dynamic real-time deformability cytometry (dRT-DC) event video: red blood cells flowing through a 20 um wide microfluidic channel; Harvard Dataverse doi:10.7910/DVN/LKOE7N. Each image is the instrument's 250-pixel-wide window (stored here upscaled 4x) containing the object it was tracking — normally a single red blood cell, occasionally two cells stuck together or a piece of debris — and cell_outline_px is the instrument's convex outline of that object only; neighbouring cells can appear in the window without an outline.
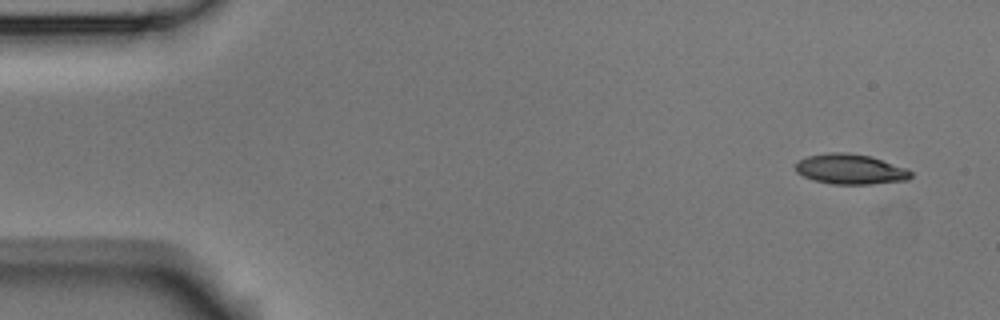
{"species": "Egyptian fruit bat (a non-hibernating species)", "species_latin": "Rousettus aegyptiacus", "temperature_condition": "room temperature", "stored_images_in_passage": 4, "camera_frame_rate_fps": 3000, "um_per_image_px": 0.085, "animal": {"sex": "male"}, "frame": {"image": 1, "passage_image": 1, "time_ms": 0.0, "image_size_px": [1000, 320], "cell_outline_px": [[912, 176], [908, 180], [872, 184], [832, 184], [816, 180], [804, 176], [796, 172], [796, 164], [800, 160], [808, 156], [828, 152], [848, 152], [872, 156], [908, 168], [912, 172]], "centroid_in_image_um": [72.34, 14.37], "position_along_channel_um": 12.7, "area_um2": 20.4}}